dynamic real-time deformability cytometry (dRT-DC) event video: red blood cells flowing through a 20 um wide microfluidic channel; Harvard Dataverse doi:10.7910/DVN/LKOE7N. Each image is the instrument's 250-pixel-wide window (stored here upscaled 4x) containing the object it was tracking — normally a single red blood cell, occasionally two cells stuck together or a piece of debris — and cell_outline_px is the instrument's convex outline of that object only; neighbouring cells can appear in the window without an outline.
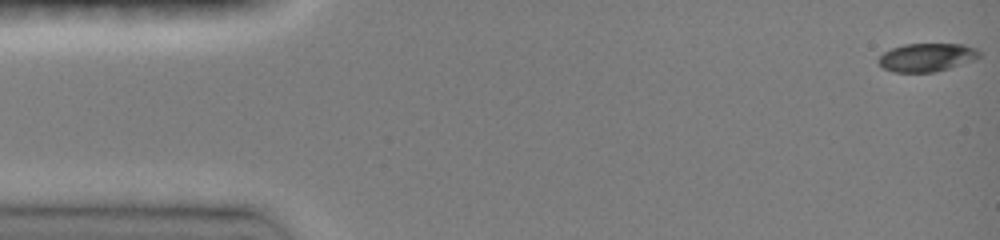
{"species": "common noctule bat (a hibernating species)", "species_latin": "Nyctalus noctula", "temperature_condition": "room temperature", "stored_images_in_passage": 6, "camera_frame_rate_fps": 3000, "um_per_image_px": 0.085, "animal": {"sex": "female", "body_mass_g": 19.0, "forearm_length_mm": 51.5}, "frame": {"image": 1, "passage_image": 1, "time_ms": 0.0, "image_size_px": [1000, 240], "cell_outline_px": [[980, 56], [976, 60], [936, 72], [892, 72], [884, 68], [876, 60], [884, 52], [892, 48], [904, 44], [964, 44], [976, 48], [980, 52]], "centroid_in_image_um": [78.8, 4.88], "position_along_channel_um": 6.2, "area_um2": 16.76}}
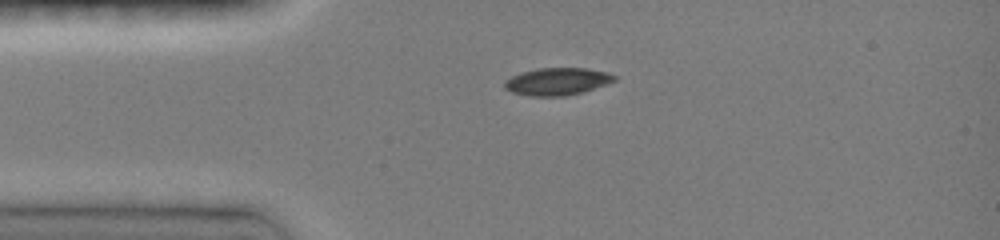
{"frame": {"image": 2, "passage_image": 5, "time_ms": 3.333, "image_size_px": [1000, 240], "cell_outline_px": [[616, 80], [608, 84], [580, 92], [564, 96], [528, 96], [512, 92], [504, 88], [504, 80], [520, 72], [536, 68], [588, 68], [608, 72], [616, 76]], "centroid_in_image_um": [47.35, 6.91], "position_along_channel_um": 37.7, "area_um2": 17.63}}